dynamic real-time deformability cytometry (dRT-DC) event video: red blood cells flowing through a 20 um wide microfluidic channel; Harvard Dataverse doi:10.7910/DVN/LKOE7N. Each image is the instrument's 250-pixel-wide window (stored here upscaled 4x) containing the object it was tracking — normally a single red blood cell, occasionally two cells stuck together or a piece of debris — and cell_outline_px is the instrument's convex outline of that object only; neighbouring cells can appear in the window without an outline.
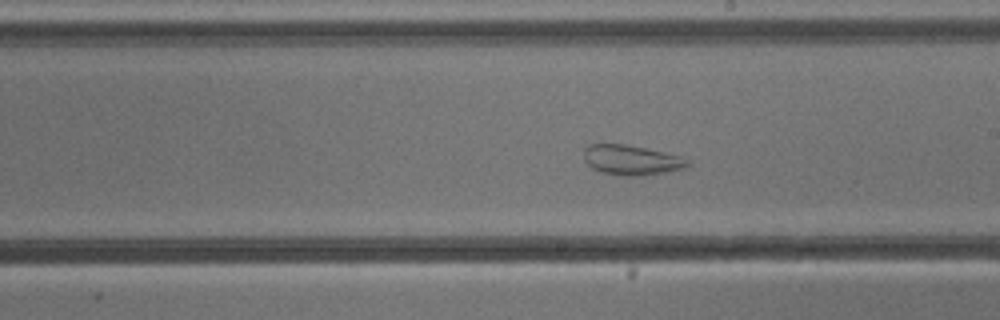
{"species": "common noctule bat (a hibernating species)", "species_latin": "Nyctalus noctula", "temperature_condition": "cold", "stored_images_in_passage": 42, "camera_frame_rate_fps": 3000, "um_per_image_px": 0.085, "animal": {"sex": "male", "body_mass_g": 13.3}, "frame": {"image": 1, "passage_image": 30, "time_ms": 9.667, "image_size_px": [1000, 320], "cell_outline_px": [[688, 164], [684, 168], [668, 172], [640, 176], [624, 176], [604, 172], [592, 168], [584, 160], [584, 148], [588, 144], [624, 144], [644, 148], [680, 156], [688, 160]], "centroid_in_image_um": [53.64, 13.6], "position_along_channel_um": 235.4, "area_um2": 17.92}}